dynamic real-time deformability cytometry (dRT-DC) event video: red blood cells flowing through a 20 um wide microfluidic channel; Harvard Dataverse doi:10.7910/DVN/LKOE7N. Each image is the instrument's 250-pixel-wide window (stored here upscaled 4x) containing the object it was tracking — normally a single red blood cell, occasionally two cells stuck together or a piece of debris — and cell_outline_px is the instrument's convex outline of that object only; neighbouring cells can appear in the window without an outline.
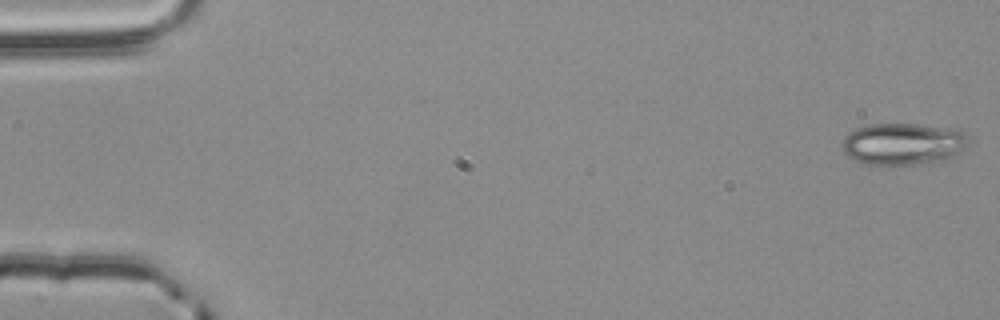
{"species": "common noctule bat (a hibernating species)", "species_latin": "Nyctalus noctula", "temperature_condition": "room temperature", "stored_images_in_passage": 54, "camera_frame_rate_fps": 3000, "um_per_image_px": 0.085, "animal": {"sex": "male", "body_mass_g": 20.4}, "frame": {"image": 1, "passage_image": 1, "time_ms": 0.0, "image_size_px": [1000, 320], "cell_outline_px": [[972, 140], [960, 152], [944, 160], [924, 164], [860, 164], [852, 160], [840, 148], [844, 136], [848, 132], [856, 128], [868, 124], [920, 124], [956, 128], [964, 132]], "centroid_in_image_um": [76.76, 12.22], "position_along_channel_um": 8.2, "area_um2": 31.5}}
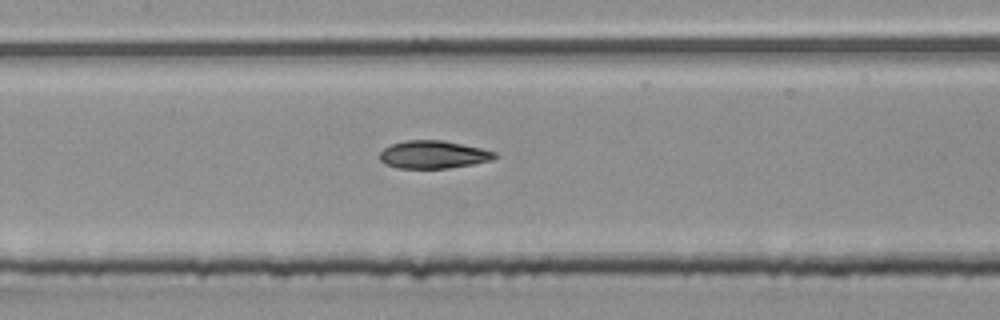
{"frame": {"image": 2, "passage_image": 26, "time_ms": 8.333, "image_size_px": [1000, 320], "cell_outline_px": [[500, 156], [492, 160], [472, 164], [448, 168], [396, 168], [384, 164], [380, 160], [380, 152], [384, 148], [392, 144], [404, 140], [444, 140], [480, 148], [496, 152]], "centroid_in_image_um": [36.83, 13.14], "position_along_channel_um": 170.6, "area_um2": 18.73}}
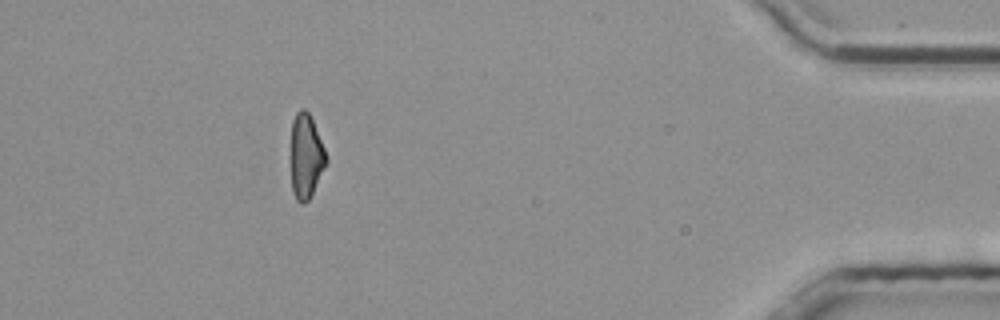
{"frame": {"image": 3, "passage_image": 49, "time_ms": 16.0, "image_size_px": [1000, 320], "cell_outline_px": [[328, 160], [308, 200], [304, 204], [300, 204], [296, 200], [292, 188], [292, 120], [296, 112], [300, 108], [304, 108], [308, 112], [312, 120], [328, 156]], "centroid_in_image_um": [26.01, 13.26], "position_along_channel_um": 409.2, "area_um2": 17.05}, "authors_computed_cell_mechanics": {"area_um2": 19.1607, "velocity_mm_per_s": 3.8754, "shape_relaxation_time_tau1_ms": 10.3703, "shape_relaxation_time_tau2_ms": 3.9767, "deformation_change_tau1": 0.216, "deformation_change_tau2": 0.1149}}